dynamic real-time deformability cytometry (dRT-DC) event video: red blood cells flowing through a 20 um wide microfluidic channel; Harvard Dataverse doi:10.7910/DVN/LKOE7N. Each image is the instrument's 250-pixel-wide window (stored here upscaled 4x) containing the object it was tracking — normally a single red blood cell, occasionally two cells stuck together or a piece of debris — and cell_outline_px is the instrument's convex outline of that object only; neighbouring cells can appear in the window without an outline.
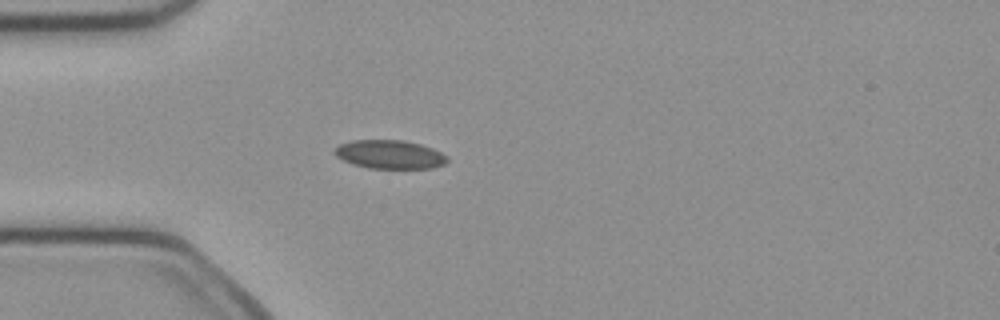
{"species": "common noctule bat (a hibernating species)", "species_latin": "Nyctalus noctula", "temperature_condition": "cold", "stored_images_in_passage": 38, "camera_frame_rate_fps": 3000, "um_per_image_px": 0.085, "animal": {"sex": "female", "body_mass_g": 21.9}, "frame": {"image": 1, "passage_image": 1, "time_ms": 0.0, "image_size_px": [1000, 320], "cell_outline_px": [[448, 160], [444, 164], [432, 168], [368, 168], [352, 164], [336, 156], [332, 152], [332, 148], [340, 144], [352, 140], [400, 140], [420, 144], [432, 148], [448, 156]], "centroid_in_image_um": [33.09, 13.12], "position_along_channel_um": 51.9, "area_um2": 18.84}}
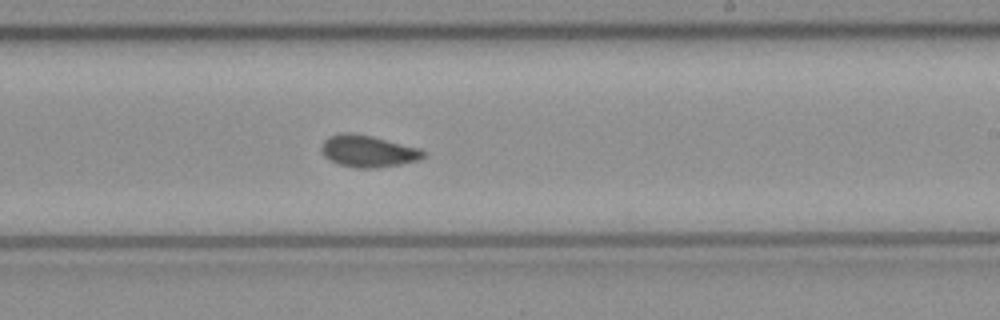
{"frame": {"image": 2, "passage_image": 17, "time_ms": 5.333, "image_size_px": [1000, 320], "cell_outline_px": [[428, 156], [420, 160], [400, 164], [376, 168], [356, 168], [340, 164], [328, 160], [324, 156], [320, 148], [324, 140], [328, 136], [344, 132], [348, 132], [372, 136], [420, 148]], "centroid_in_image_um": [31.28, 12.85], "position_along_channel_um": 257.7, "area_um2": 19.07}}
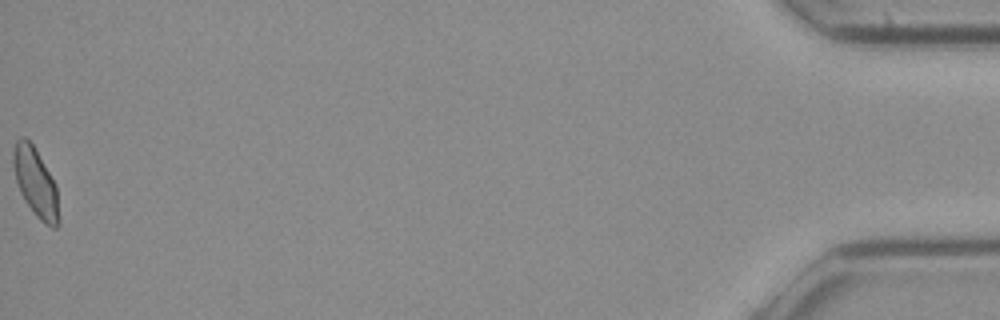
{"frame": {"image": 3, "passage_image": 38, "time_ms": 12.333, "image_size_px": [1000, 320], "cell_outline_px": [[60, 224], [56, 228], [52, 228], [44, 224], [36, 216], [24, 200], [20, 192], [16, 180], [12, 164], [12, 148], [16, 140], [20, 136], [24, 136], [32, 144], [56, 184], [60, 220]], "centroid_in_image_um": [3.02, 15.53], "position_along_channel_um": 432.2, "area_um2": 18.5}, "authors_computed_cell_mechanics": {"area_um2": 18.5249, "velocity_mm_per_s": 4.0157, "shape_relaxation_time_tau1_ms": null, "shape_relaxation_time_tau2_ms": 1.5531, "deformation_change_tau1": null, "deformation_change_tau2": 0.0452}}